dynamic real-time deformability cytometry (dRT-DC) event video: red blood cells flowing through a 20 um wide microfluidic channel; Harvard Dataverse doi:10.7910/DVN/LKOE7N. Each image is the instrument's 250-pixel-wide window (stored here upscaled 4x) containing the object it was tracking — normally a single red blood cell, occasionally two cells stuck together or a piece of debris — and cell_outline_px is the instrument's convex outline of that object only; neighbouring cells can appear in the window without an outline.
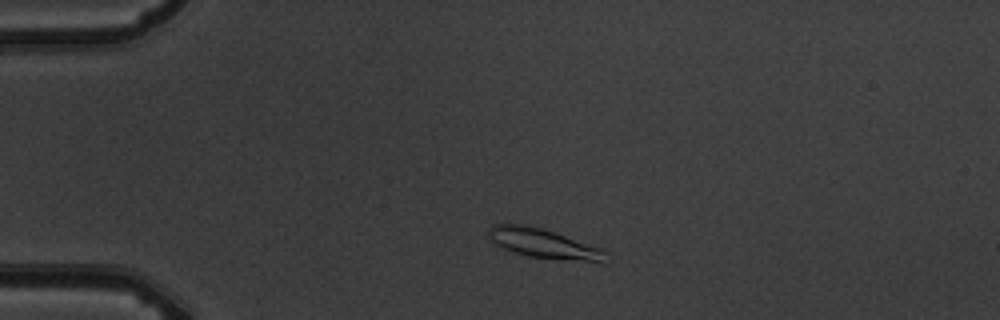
{"species": "common noctule bat (a hibernating species)", "species_latin": "Nyctalus noctula", "temperature_condition": "warm", "stored_images_in_passage": 3, "camera_frame_rate_fps": 3000, "um_per_image_px": 0.085, "animal": {"sex": "male", "body_mass_g": 19.5, "forearm_length_mm": 54.6}, "frame": {"image": 1, "passage_image": 2, "time_ms": 1.0, "image_size_px": [1000, 320], "cell_outline_px": [[608, 252], [600, 260], [584, 260], [528, 256], [504, 248], [496, 244], [488, 236], [488, 228], [492, 224], [528, 224], [600, 248]], "centroid_in_image_um": [46.06, 20.65], "position_along_channel_um": 38.9, "area_um2": 19.02}}